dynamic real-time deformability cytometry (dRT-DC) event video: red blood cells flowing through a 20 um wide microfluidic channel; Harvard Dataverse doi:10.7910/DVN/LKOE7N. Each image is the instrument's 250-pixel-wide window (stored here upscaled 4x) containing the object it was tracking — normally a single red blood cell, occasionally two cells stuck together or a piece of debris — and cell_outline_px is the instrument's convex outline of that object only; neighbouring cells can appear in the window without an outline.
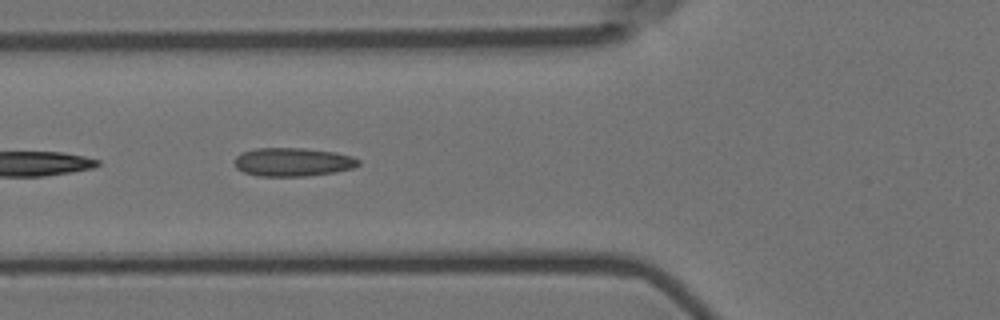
{"species": "Egyptian fruit bat (a non-hibernating species)", "species_latin": "Rousettus aegyptiacus", "temperature_condition": "room temperature", "stored_images_in_passage": 25, "camera_frame_rate_fps": 3000, "um_per_image_px": 0.085, "animal": {"sex": "female"}, "frame": {"image": 1, "passage_image": 4, "time_ms": 1.0, "image_size_px": [1000, 320], "cell_outline_px": [[360, 164], [352, 168], [336, 172], [304, 176], [256, 176], [244, 172], [236, 168], [236, 156], [240, 152], [256, 148], [304, 148], [336, 152], [352, 156], [360, 160]], "centroid_in_image_um": [24.89, 13.77], "position_along_channel_um": 100.9, "area_um2": 20.69}}